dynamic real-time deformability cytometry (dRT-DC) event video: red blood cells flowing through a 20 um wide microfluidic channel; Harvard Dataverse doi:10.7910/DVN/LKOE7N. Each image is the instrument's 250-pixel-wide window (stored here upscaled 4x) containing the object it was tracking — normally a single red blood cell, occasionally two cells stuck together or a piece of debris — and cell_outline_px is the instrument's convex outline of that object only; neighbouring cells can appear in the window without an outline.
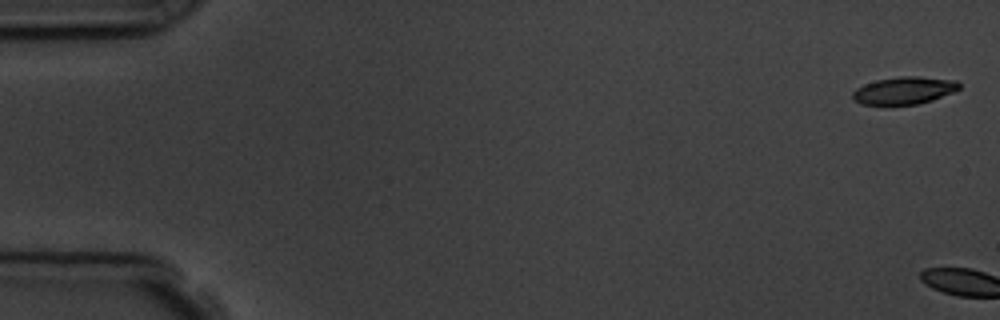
{"species": "common noctule bat (a hibernating species)", "species_latin": "Nyctalus noctula", "temperature_condition": "room temperature", "stored_images_in_passage": 8, "camera_frame_rate_fps": 3000, "um_per_image_px": 0.085, "animal": {"sex": "male", "body_mass_g": 19.5, "forearm_length_mm": 54.6}, "frame": {"image": 1, "passage_image": 1, "time_ms": 0.0, "image_size_px": [1000, 320], "cell_outline_px": [[960, 88], [952, 92], [932, 100], [916, 104], [860, 104], [852, 96], [852, 92], [856, 88], [864, 84], [876, 80], [900, 76], [916, 76], [956, 80], [960, 84]], "centroid_in_image_um": [76.84, 7.67], "position_along_channel_um": 8.2, "area_um2": 16.82}}